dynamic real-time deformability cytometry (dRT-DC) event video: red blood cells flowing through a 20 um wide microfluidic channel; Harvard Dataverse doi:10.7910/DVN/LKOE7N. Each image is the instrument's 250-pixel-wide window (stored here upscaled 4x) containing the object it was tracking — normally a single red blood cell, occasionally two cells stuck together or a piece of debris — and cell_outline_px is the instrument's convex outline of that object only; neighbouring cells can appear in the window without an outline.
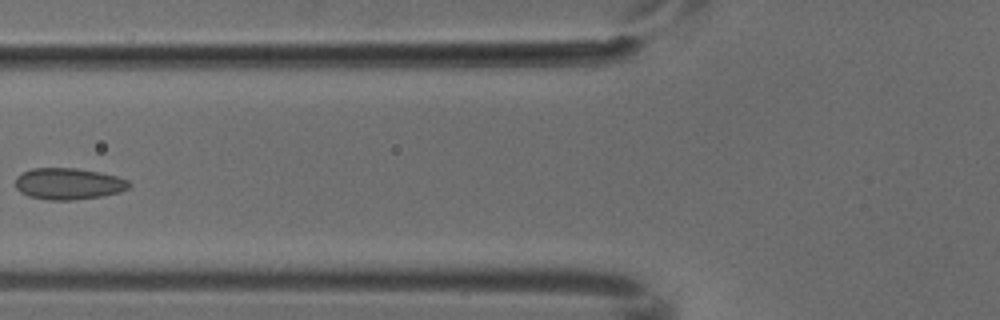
{"species": "common noctule bat (a hibernating species)", "species_latin": "Nyctalus noctula", "temperature_condition": "cold", "stored_images_in_passage": 5, "camera_frame_rate_fps": 3000, "um_per_image_px": 0.085, "animal": {"sex": "male", "body_mass_g": 18.8}, "frame": {"image": 1, "passage_image": 5, "time_ms": 1.333, "image_size_px": [1000, 320], "cell_outline_px": [[132, 184], [128, 188], [120, 192], [104, 196], [72, 200], [48, 200], [28, 196], [20, 192], [16, 188], [16, 176], [32, 168], [76, 168], [100, 172], [116, 176], [128, 180]], "centroid_in_image_um": [5.83, 15.62], "position_along_channel_um": 120.0, "area_um2": 20.98}}